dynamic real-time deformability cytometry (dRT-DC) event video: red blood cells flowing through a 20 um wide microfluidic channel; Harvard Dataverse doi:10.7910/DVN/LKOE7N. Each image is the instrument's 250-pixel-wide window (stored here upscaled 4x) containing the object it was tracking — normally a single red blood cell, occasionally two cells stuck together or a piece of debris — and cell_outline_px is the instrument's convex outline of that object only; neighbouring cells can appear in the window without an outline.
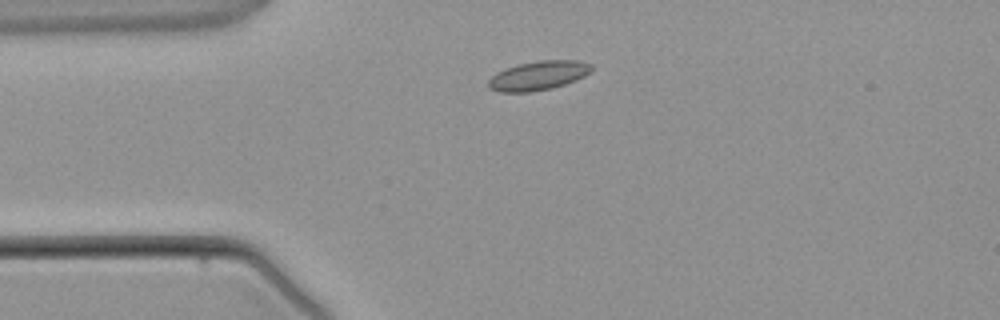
{"species": "common noctule bat (a hibernating species)", "species_latin": "Nyctalus noctula", "temperature_condition": "warm", "stored_images_in_passage": 4, "camera_frame_rate_fps": 3000, "um_per_image_px": 0.085, "animal": {"sex": "male", "body_mass_g": 21.5, "forearm_length_mm": 52.0}, "frame": {"image": 1, "passage_image": 4, "time_ms": 3.667, "image_size_px": [1000, 320], "cell_outline_px": [[592, 68], [584, 76], [576, 80], [552, 88], [532, 92], [500, 92], [488, 88], [488, 80], [496, 72], [516, 64], [540, 60], [580, 60], [592, 64]], "centroid_in_image_um": [45.73, 6.42], "position_along_channel_um": 39.3, "area_um2": 17.63}}